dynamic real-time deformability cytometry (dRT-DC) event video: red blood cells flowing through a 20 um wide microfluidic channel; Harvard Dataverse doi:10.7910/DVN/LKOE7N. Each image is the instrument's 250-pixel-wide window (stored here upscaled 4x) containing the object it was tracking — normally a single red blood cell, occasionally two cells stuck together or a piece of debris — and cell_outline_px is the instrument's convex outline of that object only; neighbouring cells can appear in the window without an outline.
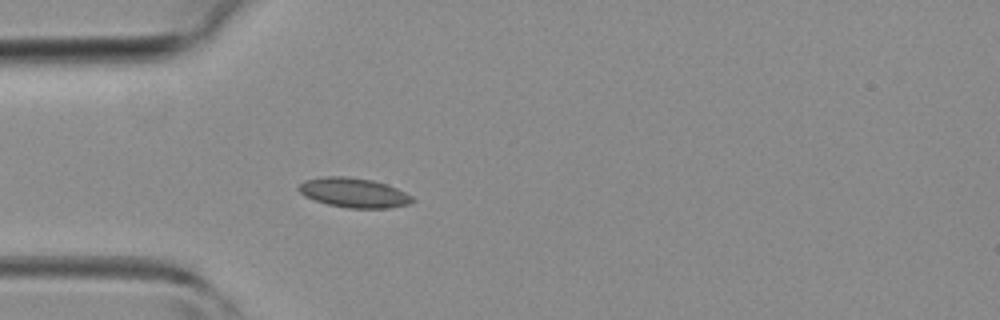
{"species": "common noctule bat (a hibernating species)", "species_latin": "Nyctalus noctula", "temperature_condition": "room temperature", "stored_images_in_passage": 43, "camera_frame_rate_fps": 3000, "um_per_image_px": 0.085, "animal": {"sex": "female", "body_mass_g": 19.3, "forearm_length_mm": 54.1}, "frame": {"image": 1, "passage_image": 12, "time_ms": 3.667, "image_size_px": [1000, 320], "cell_outline_px": [[416, 200], [408, 204], [388, 208], [348, 208], [328, 204], [304, 196], [296, 188], [304, 180], [324, 176], [348, 176], [372, 180], [388, 184], [412, 196]], "centroid_in_image_um": [30.07, 16.37], "position_along_channel_um": 54.9, "area_um2": 19.65}}
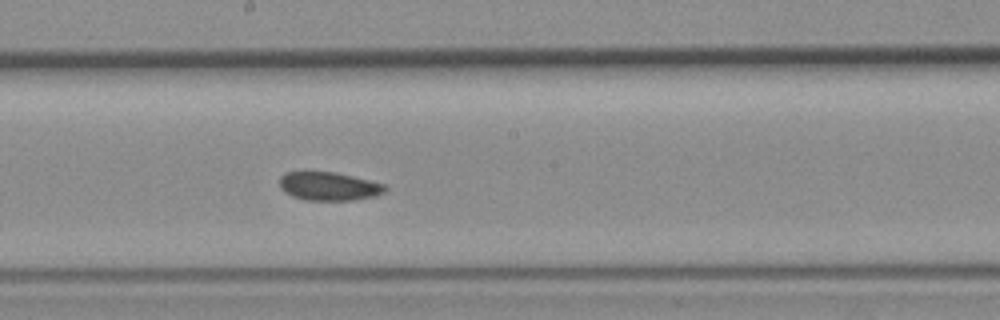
{"frame": {"image": 2, "passage_image": 23, "time_ms": 7.333, "image_size_px": [1000, 320], "cell_outline_px": [[388, 188], [384, 192], [376, 196], [352, 200], [304, 200], [292, 196], [284, 192], [280, 188], [280, 176], [284, 172], [304, 168], [336, 172], [384, 184]], "centroid_in_image_um": [27.86, 15.78], "position_along_channel_um": 220.3, "area_um2": 18.26}}
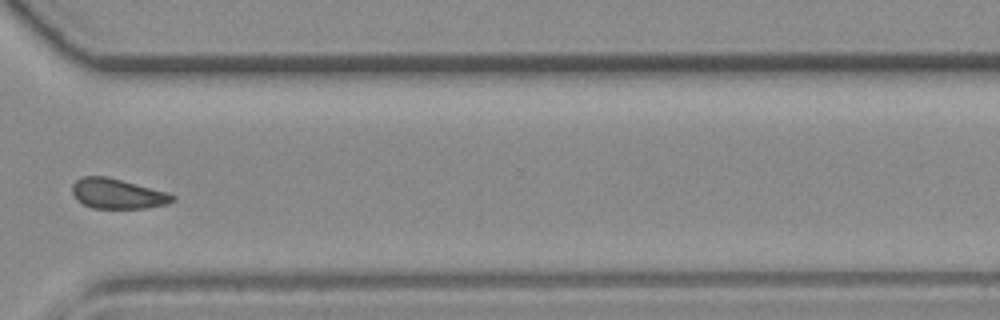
{"frame": {"image": 3, "passage_image": 32, "time_ms": 10.333, "image_size_px": [1000, 320], "cell_outline_px": [[176, 200], [168, 204], [144, 208], [92, 208], [76, 200], [72, 192], [72, 184], [76, 180], [84, 176], [108, 176], [168, 192], [176, 196]], "centroid_in_image_um": [10.01, 16.46], "position_along_channel_um": 360.6, "area_um2": 17.74}}